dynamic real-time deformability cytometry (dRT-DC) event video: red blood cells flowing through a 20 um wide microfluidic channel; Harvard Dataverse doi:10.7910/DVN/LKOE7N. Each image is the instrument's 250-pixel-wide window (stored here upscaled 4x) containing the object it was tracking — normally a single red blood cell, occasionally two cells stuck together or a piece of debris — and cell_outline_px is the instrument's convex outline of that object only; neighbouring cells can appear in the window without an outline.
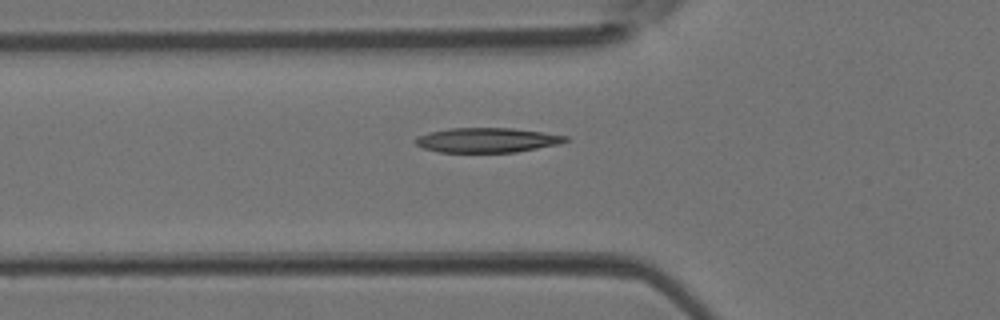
{"species": "Egyptian fruit bat (a non-hibernating species)", "species_latin": "Rousettus aegyptiacus", "temperature_condition": "room temperature", "stored_images_in_passage": 43, "camera_frame_rate_fps": 3000, "um_per_image_px": 0.085, "animal": {"sex": "female"}, "frame": {"image": 1, "passage_image": 15, "time_ms": 4.667, "image_size_px": [1000, 320], "cell_outline_px": [[568, 140], [560, 144], [516, 152], [440, 152], [424, 148], [416, 144], [416, 136], [428, 132], [448, 128], [512, 128], [544, 132], [568, 136]], "centroid_in_image_um": [41.41, 11.9], "position_along_channel_um": 84.4, "area_um2": 21.62}}
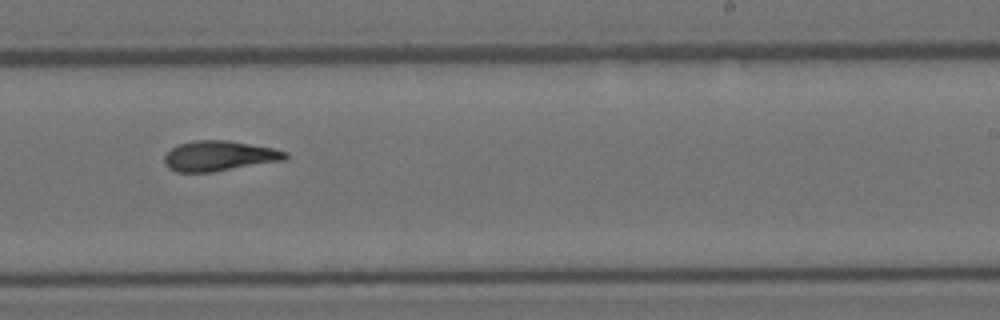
{"frame": {"image": 2, "passage_image": 27, "time_ms": 8.667, "image_size_px": [1000, 320], "cell_outline_px": [[288, 156], [284, 160], [212, 172], [176, 172], [168, 168], [164, 164], [164, 156], [172, 148], [180, 144], [196, 140], [228, 140], [272, 148], [288, 152]], "centroid_in_image_um": [18.61, 13.26], "position_along_channel_um": 270.4, "area_um2": 21.15}}
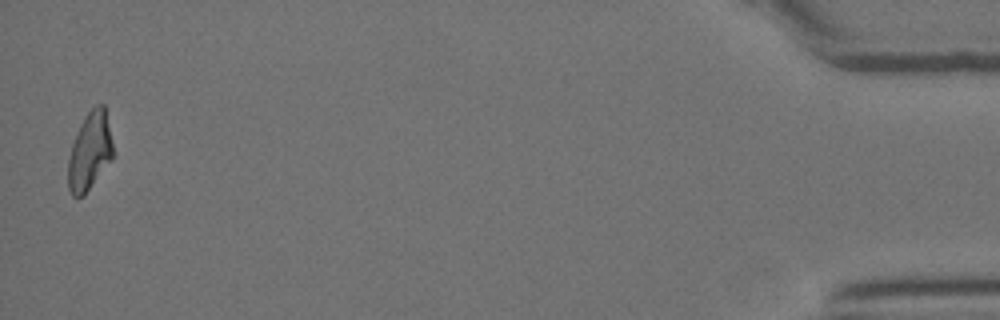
{"frame": {"image": 3, "passage_image": 43, "time_ms": 14.0, "image_size_px": [1000, 320], "cell_outline_px": [[112, 160], [84, 196], [72, 196], [68, 188], [68, 160], [72, 144], [80, 124], [84, 116], [96, 104], [104, 104], [112, 144]], "centroid_in_image_um": [7.62, 12.88], "position_along_channel_um": 427.6, "area_um2": 20.23}}